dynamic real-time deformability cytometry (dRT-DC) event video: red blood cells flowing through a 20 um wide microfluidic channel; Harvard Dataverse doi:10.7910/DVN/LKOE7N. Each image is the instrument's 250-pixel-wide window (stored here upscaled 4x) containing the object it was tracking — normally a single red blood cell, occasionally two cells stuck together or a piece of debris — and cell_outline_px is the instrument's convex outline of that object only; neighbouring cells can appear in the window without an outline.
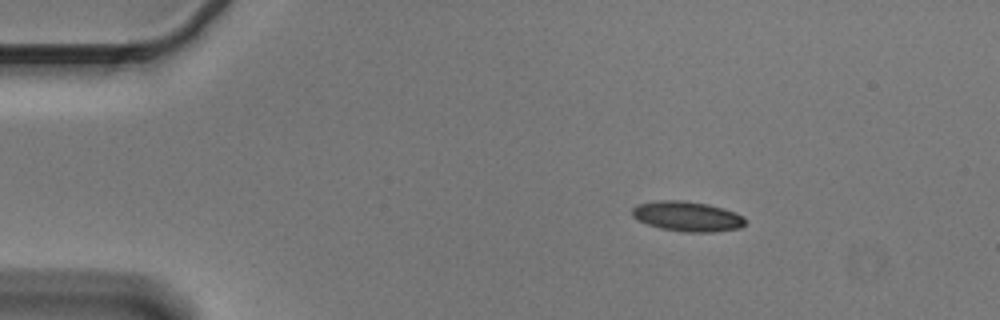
{"species": "Egyptian fruit bat (a non-hibernating species)", "species_latin": "Rousettus aegyptiacus", "temperature_condition": "cold", "stored_images_in_passage": 3, "camera_frame_rate_fps": 3000, "um_per_image_px": 0.085, "animal": {"sex": "male"}, "frame": {"image": 1, "passage_image": 1, "time_ms": 0.0, "image_size_px": [1000, 320], "cell_outline_px": [[744, 224], [740, 228], [716, 232], [684, 232], [660, 228], [636, 220], [632, 216], [632, 208], [636, 204], [660, 200], [684, 200], [708, 204], [724, 208], [736, 212], [744, 216]], "centroid_in_image_um": [58.41, 18.38], "position_along_channel_um": 26.6, "area_um2": 20.0}}